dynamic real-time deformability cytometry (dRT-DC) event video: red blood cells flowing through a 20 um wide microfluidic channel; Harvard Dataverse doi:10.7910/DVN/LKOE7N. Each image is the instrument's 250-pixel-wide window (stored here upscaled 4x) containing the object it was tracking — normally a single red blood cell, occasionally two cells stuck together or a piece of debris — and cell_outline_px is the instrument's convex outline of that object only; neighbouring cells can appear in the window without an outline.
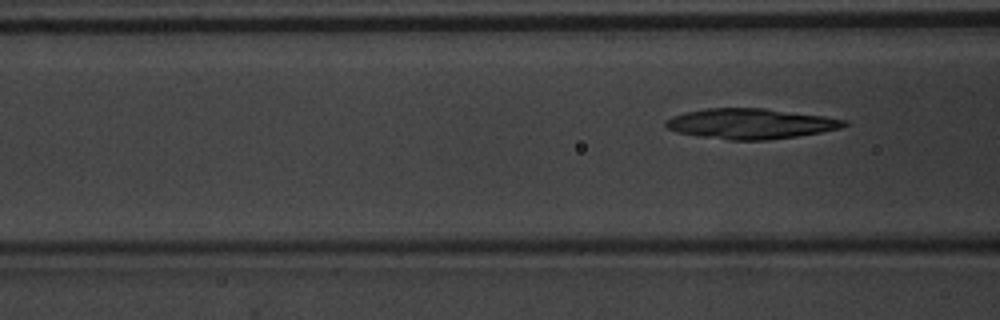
{"species": "common noctule bat (a hibernating species)", "species_latin": "Nyctalus noctula", "temperature_condition": "warm", "stored_images_in_passage": 8, "camera_frame_rate_fps": 3000, "um_per_image_px": 0.085, "animal": {"sex": "male", "body_mass_g": 20.1, "forearm_length_mm": 53.5}, "frame": {"image": 1, "passage_image": 8, "time_ms": 2.333, "image_size_px": [1000, 320], "cell_outline_px": [[848, 124], [840, 128], [820, 132], [796, 136], [768, 140], [728, 140], [700, 136], [676, 132], [668, 128], [664, 124], [664, 120], [672, 116], [704, 108], [764, 108], [824, 116], [848, 120]], "centroid_in_image_um": [63.79, 10.51], "position_along_channel_um": 102.8, "area_um2": 31.44}}